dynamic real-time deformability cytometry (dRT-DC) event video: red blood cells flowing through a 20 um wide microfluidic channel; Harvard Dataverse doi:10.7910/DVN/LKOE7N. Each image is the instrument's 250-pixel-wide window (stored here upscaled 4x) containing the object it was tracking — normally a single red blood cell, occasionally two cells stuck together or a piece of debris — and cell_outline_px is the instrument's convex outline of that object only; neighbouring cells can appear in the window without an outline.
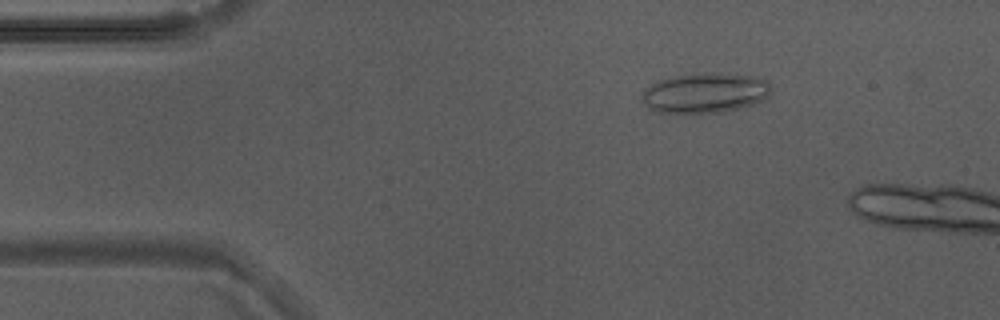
{"species": "Egyptian fruit bat (a non-hibernating species)", "species_latin": "Rousettus aegyptiacus", "temperature_condition": "warm", "stored_images_in_passage": 11, "camera_frame_rate_fps": 3000, "um_per_image_px": 0.085, "animal": {"sex": "male"}, "frame": {"image": 1, "passage_image": 8, "time_ms": 2.333, "image_size_px": [1000, 320], "cell_outline_px": [[768, 96], [752, 104], [720, 112], [652, 112], [644, 104], [644, 92], [652, 84], [660, 80], [676, 76], [696, 72], [716, 72], [752, 76], [764, 80], [768, 84]], "centroid_in_image_um": [59.89, 7.88], "position_along_channel_um": 25.1, "area_um2": 29.48}}